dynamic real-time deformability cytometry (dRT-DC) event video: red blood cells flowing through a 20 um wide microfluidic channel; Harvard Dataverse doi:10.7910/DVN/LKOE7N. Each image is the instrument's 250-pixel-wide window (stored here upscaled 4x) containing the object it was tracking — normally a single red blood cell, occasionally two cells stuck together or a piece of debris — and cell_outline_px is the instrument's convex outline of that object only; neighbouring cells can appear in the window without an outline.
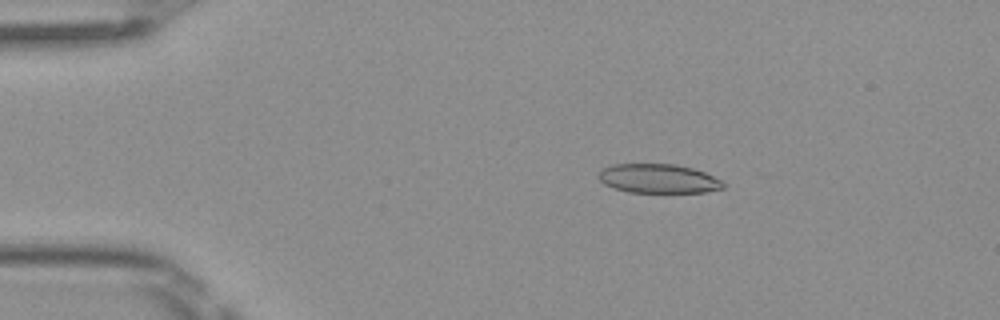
{"species": "Egyptian fruit bat (a non-hibernating species)", "species_latin": "Rousettus aegyptiacus", "temperature_condition": "room temperature", "stored_images_in_passage": 3, "camera_frame_rate_fps": 3000, "um_per_image_px": 0.085, "frame": {"image": 1, "passage_image": 1, "time_ms": 0.0, "image_size_px": [1000, 320], "cell_outline_px": [[724, 188], [704, 192], [628, 192], [612, 188], [604, 184], [596, 176], [604, 168], [612, 164], [676, 164], [692, 168], [704, 172], [720, 180], [724, 184]], "centroid_in_image_um": [55.92, 15.18], "position_along_channel_um": 29.1, "area_um2": 21.1}}